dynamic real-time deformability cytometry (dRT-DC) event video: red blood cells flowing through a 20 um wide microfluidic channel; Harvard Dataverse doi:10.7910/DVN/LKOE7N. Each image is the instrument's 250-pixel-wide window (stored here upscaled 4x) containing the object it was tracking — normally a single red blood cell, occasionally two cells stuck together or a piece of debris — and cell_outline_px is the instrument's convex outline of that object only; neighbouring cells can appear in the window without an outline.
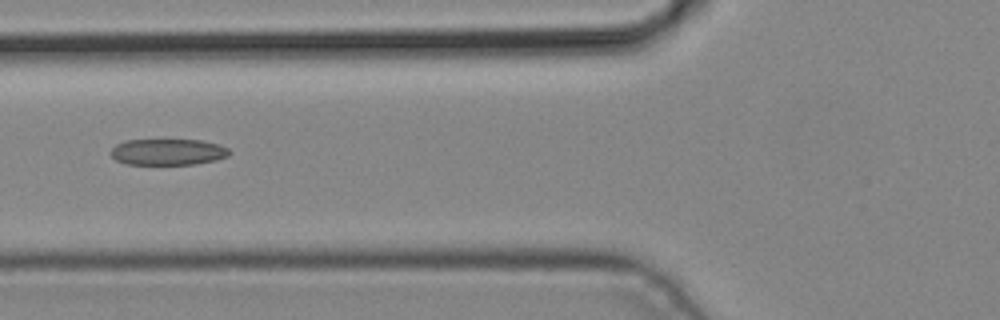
{"species": "common noctule bat (a hibernating species)", "species_latin": "Nyctalus noctula", "temperature_condition": "cold", "stored_images_in_passage": 2, "camera_frame_rate_fps": 3000, "um_per_image_px": 0.085, "animal": {"sex": "male", "body_mass_g": 19.2, "forearm_length_mm": 51.8}, "frame": {"image": 1, "passage_image": 2, "time_ms": 0.333, "image_size_px": [1000, 320], "cell_outline_px": [[232, 152], [228, 156], [216, 160], [196, 164], [124, 164], [116, 160], [112, 156], [112, 148], [116, 144], [124, 140], [200, 140], [216, 144], [228, 148]], "centroid_in_image_um": [14.27, 12.92], "position_along_channel_um": 111.5, "area_um2": 18.09}}